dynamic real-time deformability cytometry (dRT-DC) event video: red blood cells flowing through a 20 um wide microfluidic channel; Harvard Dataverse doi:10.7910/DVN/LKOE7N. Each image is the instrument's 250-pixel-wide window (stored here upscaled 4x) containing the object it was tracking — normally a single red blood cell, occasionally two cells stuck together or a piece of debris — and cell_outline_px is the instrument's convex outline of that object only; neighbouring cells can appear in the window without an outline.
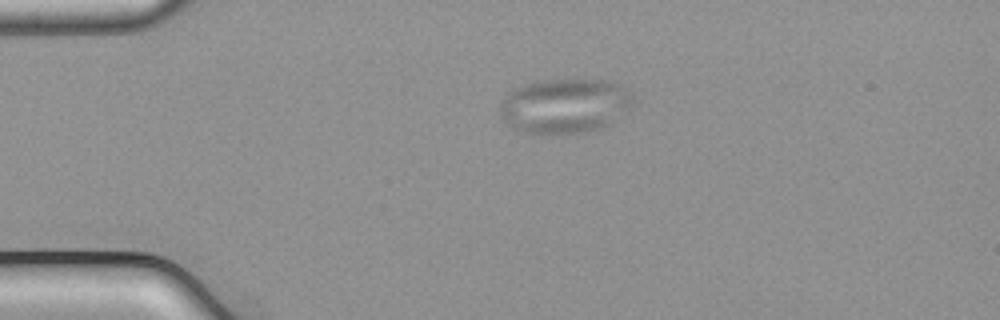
{"species": "common noctule bat (a hibernating species)", "species_latin": "Nyctalus noctula", "temperature_condition": "cold", "stored_images_in_passage": 42, "camera_frame_rate_fps": 3000, "um_per_image_px": 0.085, "animal": {"sex": "male", "body_mass_g": 21.5, "forearm_length_mm": 52.0}, "frame": {"image": 1, "passage_image": 1, "time_ms": 0.0, "image_size_px": [1000, 320], "cell_outline_px": [[632, 104], [612, 124], [604, 128], [588, 132], [524, 132], [508, 124], [500, 116], [500, 104], [508, 92], [524, 84], [544, 80], [604, 80], [620, 84], [632, 96]], "centroid_in_image_um": [48.02, 8.99], "position_along_channel_um": 37.0, "area_um2": 41.91}}
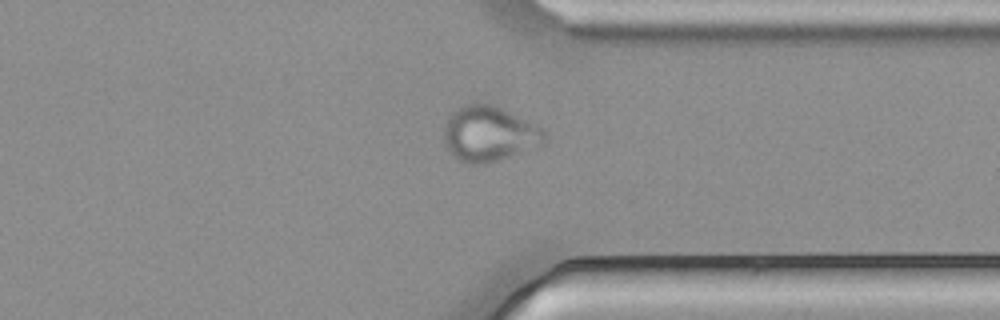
{"frame": {"image": 2, "passage_image": 30, "time_ms": 9.667, "image_size_px": [1000, 320], "cell_outline_px": [[544, 144], [484, 164], [468, 164], [452, 156], [444, 144], [444, 128], [452, 112], [456, 108], [464, 104], [488, 104], [500, 108], [536, 124], [544, 132]], "centroid_in_image_um": [41.53, 11.38], "position_along_channel_um": 369.9, "area_um2": 31.85}}
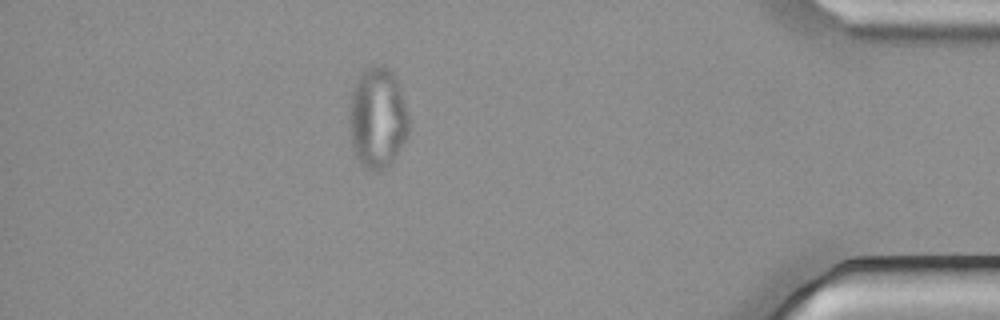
{"frame": {"image": 3, "passage_image": 36, "time_ms": 11.667, "image_size_px": [1000, 320], "cell_outline_px": [[408, 136], [392, 164], [380, 172], [372, 172], [364, 168], [360, 164], [352, 148], [348, 132], [348, 116], [352, 92], [356, 80], [368, 68], [380, 64], [388, 68], [392, 72], [400, 88], [408, 112]], "centroid_in_image_um": [32.07, 10.11], "position_along_channel_um": 403.1, "area_um2": 35.66}}